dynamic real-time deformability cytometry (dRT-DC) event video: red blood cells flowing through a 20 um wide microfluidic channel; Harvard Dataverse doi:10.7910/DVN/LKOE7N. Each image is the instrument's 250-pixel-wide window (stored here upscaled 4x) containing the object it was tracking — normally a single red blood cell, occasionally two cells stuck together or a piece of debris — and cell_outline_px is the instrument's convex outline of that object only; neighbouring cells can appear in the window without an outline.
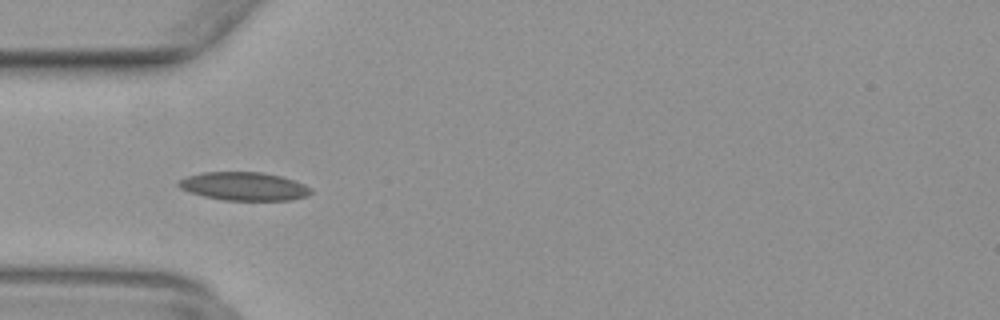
{"species": "common noctule bat (a hibernating species)", "species_latin": "Nyctalus noctula", "temperature_condition": "warm", "stored_images_in_passage": 36, "camera_frame_rate_fps": 3000, "um_per_image_px": 0.085, "animal": {"sex": "female", "body_mass_g": 29.2, "forearm_length_mm": 56.3}, "frame": {"image": 1, "passage_image": 3, "time_ms": 0.667, "image_size_px": [1000, 320], "cell_outline_px": [[312, 192], [308, 196], [292, 200], [224, 200], [204, 196], [188, 192], [180, 188], [176, 184], [180, 180], [188, 176], [204, 172], [260, 172], [280, 176], [304, 184], [312, 188]], "centroid_in_image_um": [20.75, 15.84], "position_along_channel_um": 64.3, "area_um2": 21.79}}
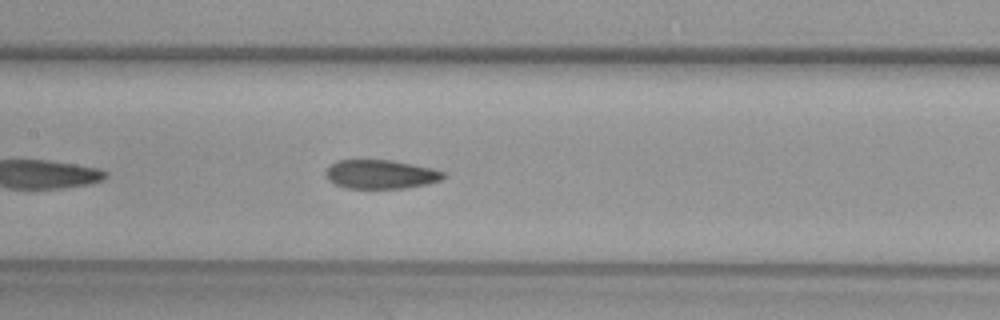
{"frame": {"image": 2, "passage_image": 11, "time_ms": 3.333, "image_size_px": [1000, 320], "cell_outline_px": [[448, 176], [440, 180], [428, 184], [404, 188], [348, 188], [336, 184], [328, 180], [324, 172], [332, 164], [340, 160], [392, 160], [432, 168], [448, 172]], "centroid_in_image_um": [32.42, 14.81], "position_along_channel_um": 175.0, "area_um2": 19.88}}
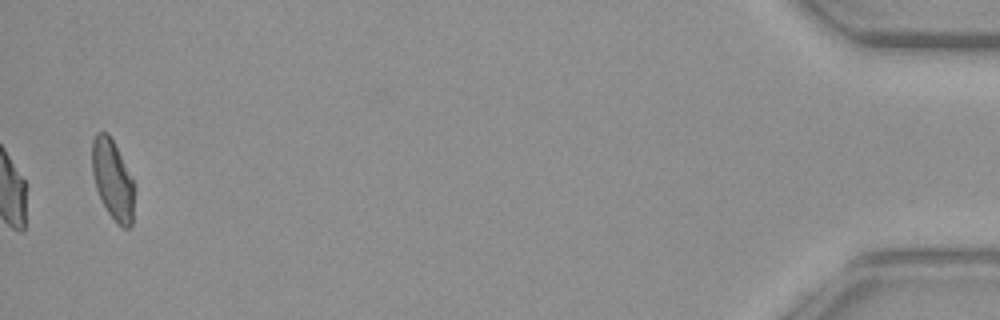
{"frame": {"image": 3, "passage_image": 36, "time_ms": 11.667, "image_size_px": [1000, 320], "cell_outline_px": [[132, 224], [128, 228], [124, 228], [108, 212], [96, 188], [92, 172], [92, 140], [96, 132], [108, 132], [132, 180]], "centroid_in_image_um": [9.53, 15.22], "position_along_channel_um": 425.7, "area_um2": 18.67}}